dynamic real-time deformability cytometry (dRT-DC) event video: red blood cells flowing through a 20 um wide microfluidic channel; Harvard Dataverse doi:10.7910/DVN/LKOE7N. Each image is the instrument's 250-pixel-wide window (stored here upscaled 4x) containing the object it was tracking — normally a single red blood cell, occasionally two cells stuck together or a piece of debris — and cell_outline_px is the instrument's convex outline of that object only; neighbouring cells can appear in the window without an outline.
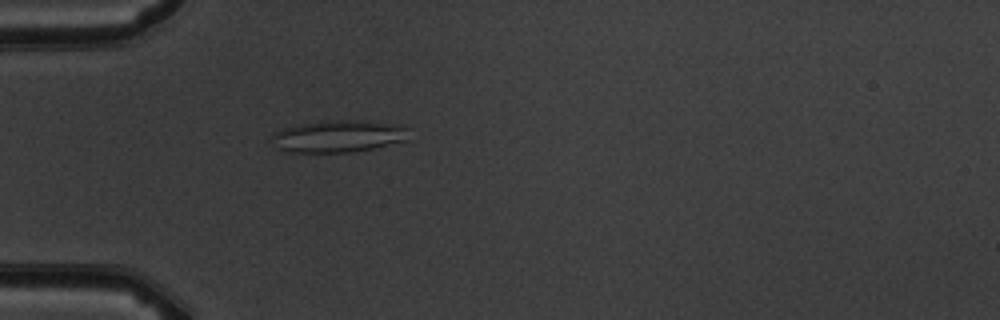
{"species": "common noctule bat (a hibernating species)", "species_latin": "Nyctalus noctula", "temperature_condition": "warm", "stored_images_in_passage": 1, "camera_frame_rate_fps": 3000, "um_per_image_px": 0.085, "animal": {"sex": "male", "body_mass_g": 19.5, "forearm_length_mm": 54.6}, "frame": {"image": 1, "passage_image": 1, "time_ms": 0.0, "image_size_px": [1000, 320], "cell_outline_px": [[408, 140], [372, 148], [352, 152], [288, 152], [276, 148], [272, 140], [272, 136], [276, 132], [284, 128], [324, 120], [356, 120], [388, 124], [404, 128]], "centroid_in_image_um": [28.68, 11.6], "position_along_channel_um": 56.3, "area_um2": 24.97}}